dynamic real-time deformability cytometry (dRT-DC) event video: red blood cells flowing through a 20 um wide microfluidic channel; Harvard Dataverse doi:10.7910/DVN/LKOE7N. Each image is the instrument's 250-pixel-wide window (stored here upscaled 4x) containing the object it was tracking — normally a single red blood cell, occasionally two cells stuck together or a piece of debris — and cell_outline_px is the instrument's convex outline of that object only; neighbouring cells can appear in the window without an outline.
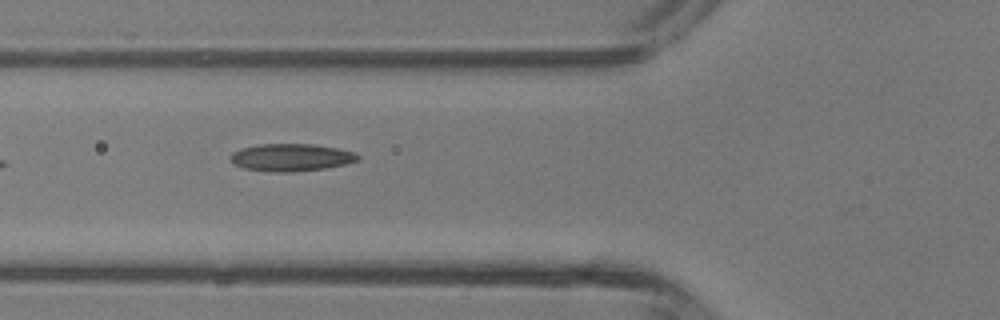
{"species": "common noctule bat (a hibernating species)", "species_latin": "Nyctalus noctula", "temperature_condition": "room temperature", "stored_images_in_passage": 6, "camera_frame_rate_fps": 3000, "um_per_image_px": 0.085, "animal": {"sex": "male", "body_mass_g": 13.3}, "frame": {"image": 1, "passage_image": 5, "time_ms": 4.667, "image_size_px": [1000, 320], "cell_outline_px": [[360, 160], [344, 164], [324, 168], [288, 172], [276, 172], [244, 168], [236, 164], [232, 160], [232, 152], [240, 148], [260, 144], [312, 144], [336, 148], [352, 152], [360, 156]], "centroid_in_image_um": [24.75, 13.37], "position_along_channel_um": 101.0, "area_um2": 20.0}}
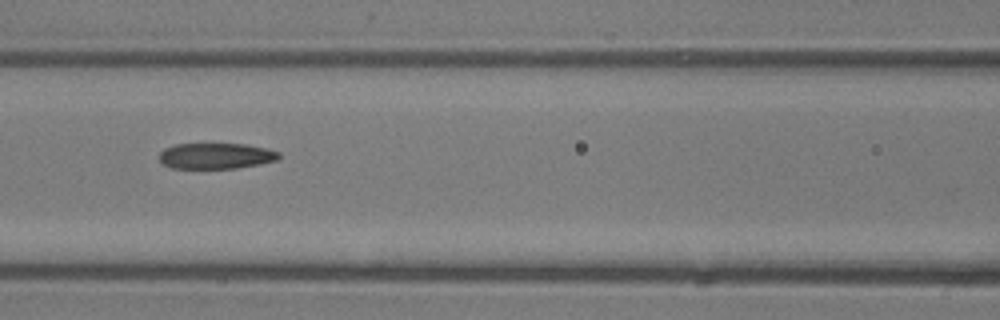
{"frame": {"image": 2, "passage_image": 6, "time_ms": 5.667, "image_size_px": [1000, 320], "cell_outline_px": [[280, 160], [260, 164], [236, 168], [172, 168], [164, 164], [160, 160], [160, 152], [164, 148], [176, 144], [248, 144], [268, 148], [280, 152]], "centroid_in_image_um": [18.42, 13.25], "position_along_channel_um": 148.2, "area_um2": 18.15}}